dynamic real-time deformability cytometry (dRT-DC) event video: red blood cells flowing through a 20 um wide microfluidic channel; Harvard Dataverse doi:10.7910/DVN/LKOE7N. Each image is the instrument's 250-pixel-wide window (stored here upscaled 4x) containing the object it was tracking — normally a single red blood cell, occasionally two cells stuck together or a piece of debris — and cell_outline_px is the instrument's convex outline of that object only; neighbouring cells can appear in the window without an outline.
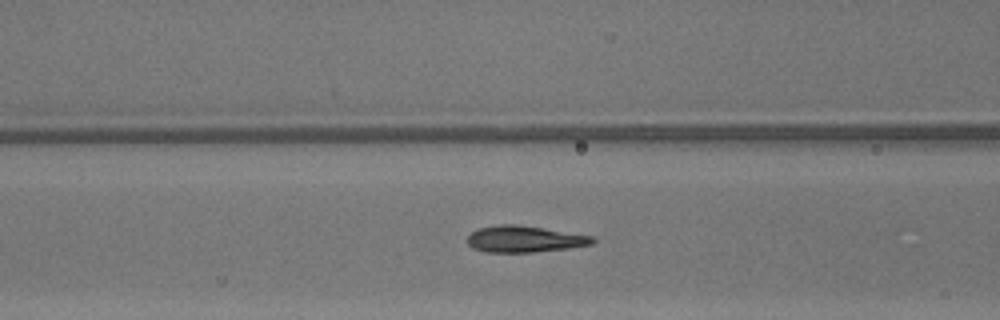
{"species": "common noctule bat (a hibernating species)", "species_latin": "Nyctalus noctula", "temperature_condition": "warm", "stored_images_in_passage": 49, "camera_frame_rate_fps": 3000, "um_per_image_px": 0.085, "animal": {"sex": "male", "body_mass_g": 13.3}, "frame": {"image": 1, "passage_image": 21, "time_ms": 6.667, "image_size_px": [1000, 320], "cell_outline_px": [[596, 240], [592, 244], [568, 248], [532, 252], [484, 252], [472, 248], [468, 244], [468, 236], [476, 228], [500, 224], [516, 224], [544, 228], [592, 236]], "centroid_in_image_um": [44.54, 20.31], "position_along_channel_um": 122.1, "area_um2": 19.31}}
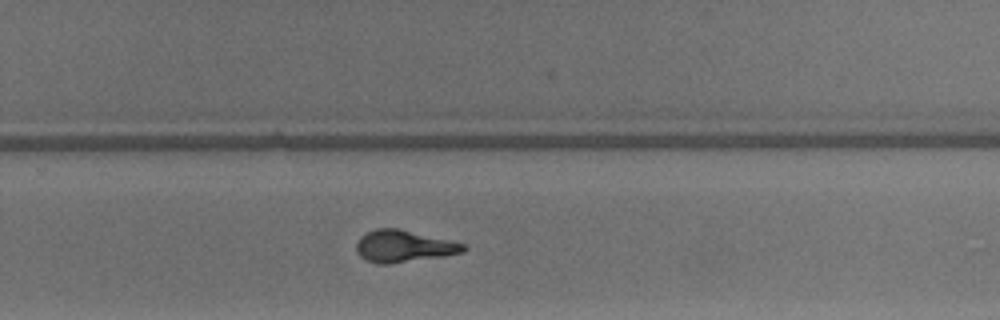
{"frame": {"image": 2, "passage_image": 33, "time_ms": 10.667, "image_size_px": [1000, 320], "cell_outline_px": [[468, 248], [464, 252], [444, 256], [388, 264], [376, 264], [364, 260], [356, 252], [356, 244], [360, 236], [376, 228], [396, 228], [448, 240], [464, 244]], "centroid_in_image_um": [34.27, 20.94], "position_along_channel_um": 295.5, "area_um2": 19.83}}
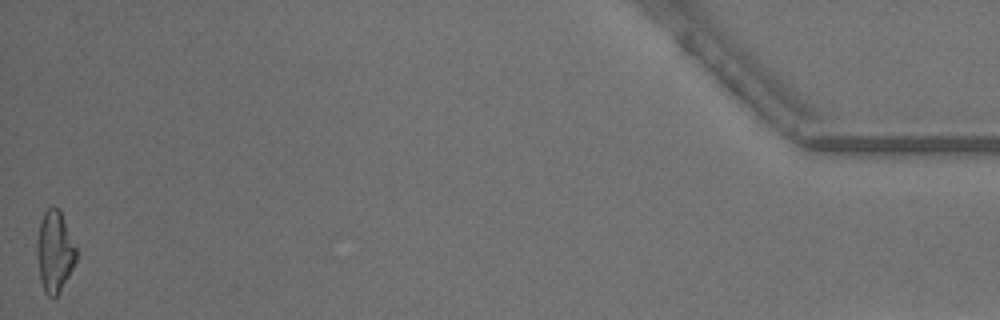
{"frame": {"image": 3, "passage_image": 49, "time_ms": 16.0, "image_size_px": [1000, 320], "cell_outline_px": [[76, 260], [60, 292], [52, 300], [44, 292], [40, 280], [36, 252], [36, 244], [40, 224], [44, 212], [52, 204], [60, 208], [76, 248]], "centroid_in_image_um": [4.63, 21.38], "position_along_channel_um": 430.6, "area_um2": 18.73}, "authors_computed_cell_mechanics": {"area_um2": 18.9584, "velocity_mm_per_s": 4.3347, "shape_relaxation_time_tau1_ms": 4.6908, "shape_relaxation_time_tau2_ms": 0.8381, "deformation_change_tau1": 0.2218, "deformation_change_tau2": 0.0662}}